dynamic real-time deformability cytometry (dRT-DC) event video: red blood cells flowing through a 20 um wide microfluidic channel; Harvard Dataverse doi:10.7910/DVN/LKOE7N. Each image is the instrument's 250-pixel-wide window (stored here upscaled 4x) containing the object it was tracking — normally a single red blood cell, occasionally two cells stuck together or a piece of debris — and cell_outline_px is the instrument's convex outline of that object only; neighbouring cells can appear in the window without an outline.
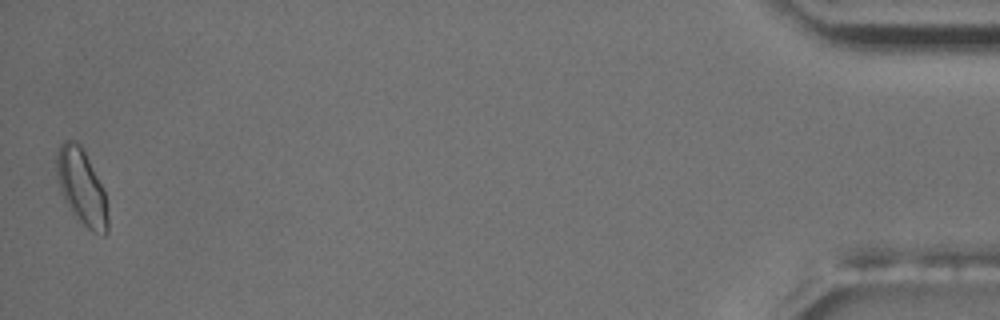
{"species": "common noctule bat (a hibernating species)", "species_latin": "Nyctalus noctula", "temperature_condition": "room temperature", "stored_images_in_passage": 17, "camera_frame_rate_fps": 3000, "um_per_image_px": 0.085, "animal": {"sex": "male", "body_mass_g": 17.5, "forearm_length_mm": 52.3}, "frame": {"image": 1, "passage_image": 17, "time_ms": 18.667, "image_size_px": [1000, 320], "cell_outline_px": [[108, 232], [104, 236], [92, 232], [68, 208], [60, 192], [56, 172], [56, 152], [60, 144], [64, 140], [76, 140], [80, 144], [104, 188], [108, 216]], "centroid_in_image_um": [6.93, 15.89], "position_along_channel_um": 428.3, "area_um2": 22.77}, "authors_computed_cell_mechanics": {"area_um2": 17.9758, "velocity_mm_per_s": 3.5361, "shape_relaxation_time_tau1_ms": 6.1396, "shape_relaxation_time_tau2_ms": 1.0509, "deformation_change_tau1": 0.0893, "deformation_change_tau2": 0.0297}}